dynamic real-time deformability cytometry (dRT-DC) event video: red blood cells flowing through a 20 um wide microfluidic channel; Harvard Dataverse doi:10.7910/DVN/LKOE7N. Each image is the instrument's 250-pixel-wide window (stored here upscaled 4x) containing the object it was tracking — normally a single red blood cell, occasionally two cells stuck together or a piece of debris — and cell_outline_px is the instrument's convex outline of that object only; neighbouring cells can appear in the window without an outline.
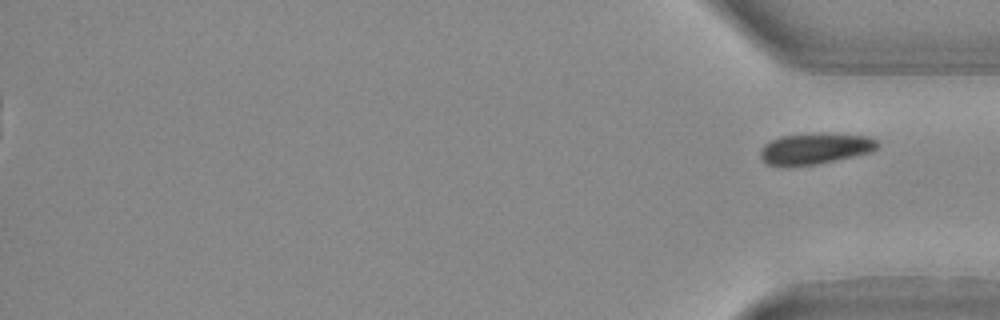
{"species": "Egyptian fruit bat (a non-hibernating species)", "species_latin": "Rousettus aegyptiacus", "temperature_condition": "warm", "stored_images_in_passage": 32, "segment_of_instrument_passage": [2, 2], "camera_frame_rate_fps": 3000, "um_per_image_px": 0.085, "animal": {"sex": "female"}, "frame": {"image": 1, "passage_image": 32, "time_ms": 10.333, "image_size_px": [1000, 320], "cell_outline_px": [[880, 144], [876, 148], [868, 152], [852, 156], [816, 164], [768, 164], [760, 156], [760, 152], [764, 144], [780, 136], [812, 132], [824, 132], [872, 136], [880, 140]], "centroid_in_image_um": [69.36, 12.56], "position_along_channel_um": 365.8, "area_um2": 21.1}}